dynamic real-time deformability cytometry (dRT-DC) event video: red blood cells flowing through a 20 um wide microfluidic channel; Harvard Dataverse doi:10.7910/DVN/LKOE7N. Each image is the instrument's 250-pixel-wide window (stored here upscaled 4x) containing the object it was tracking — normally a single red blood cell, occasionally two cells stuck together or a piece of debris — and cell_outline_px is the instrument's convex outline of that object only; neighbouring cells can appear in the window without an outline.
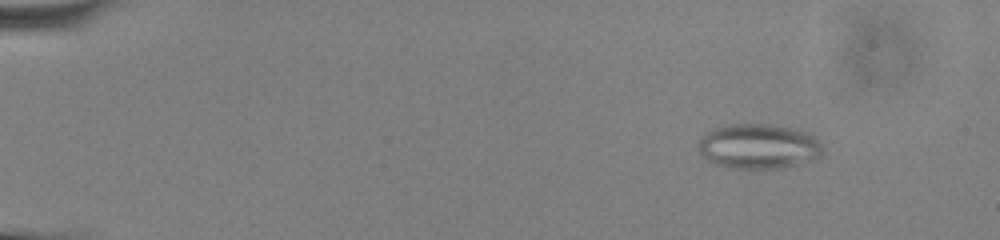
{"species": "common noctule bat (a hibernating species)", "species_latin": "Nyctalus noctula", "temperature_condition": "cold", "stored_images_in_passage": 54, "camera_frame_rate_fps": 3000, "um_per_image_px": 0.085, "animal": {"sex": "male", "body_mass_g": 13.0, "forearm_length_mm": 53.1}, "frame": {"image": 1, "passage_image": 7, "time_ms": 2.0, "image_size_px": [1000, 240], "cell_outline_px": [[824, 152], [820, 156], [812, 160], [780, 168], [728, 168], [716, 164], [708, 160], [700, 152], [696, 144], [700, 136], [724, 124], [772, 124], [792, 128], [804, 132], [812, 136], [824, 144]], "centroid_in_image_um": [64.47, 12.43], "position_along_channel_um": 20.5, "area_um2": 32.71}}
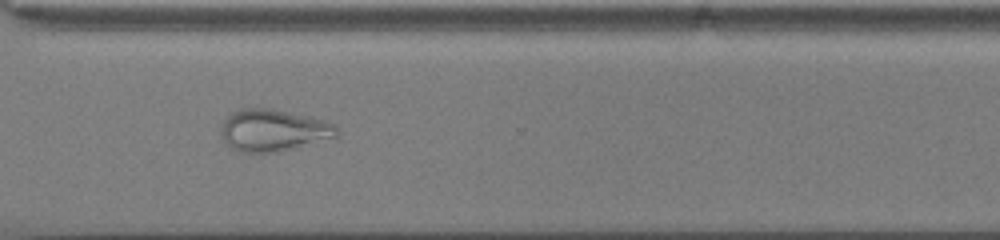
{"frame": {"image": 2, "passage_image": 41, "time_ms": 13.333, "image_size_px": [1000, 240], "cell_outline_px": [[336, 140], [276, 152], [240, 152], [232, 148], [224, 140], [220, 132], [220, 124], [232, 112], [240, 108], [272, 108], [308, 116], [324, 120], [336, 124]], "centroid_in_image_um": [23.28, 11.08], "position_along_channel_um": 347.3, "area_um2": 28.84}}
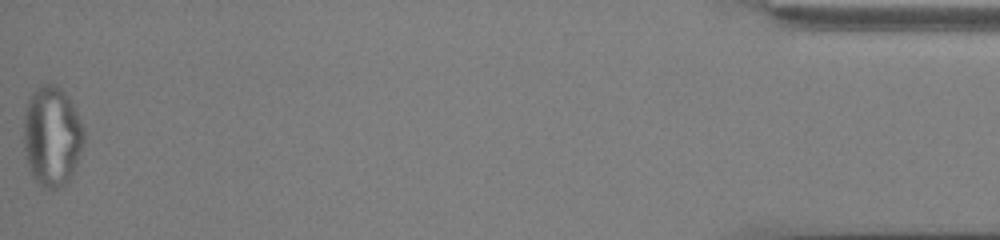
{"frame": {"image": 3, "passage_image": 54, "time_ms": 17.667, "image_size_px": [1000, 240], "cell_outline_px": [[84, 144], [76, 164], [68, 180], [64, 184], [56, 188], [44, 188], [32, 176], [28, 168], [24, 148], [24, 108], [28, 96], [40, 84], [52, 84], [60, 88], [76, 108], [84, 132]], "centroid_in_image_um": [4.39, 11.55], "position_along_channel_um": 430.8, "area_um2": 35.2}}